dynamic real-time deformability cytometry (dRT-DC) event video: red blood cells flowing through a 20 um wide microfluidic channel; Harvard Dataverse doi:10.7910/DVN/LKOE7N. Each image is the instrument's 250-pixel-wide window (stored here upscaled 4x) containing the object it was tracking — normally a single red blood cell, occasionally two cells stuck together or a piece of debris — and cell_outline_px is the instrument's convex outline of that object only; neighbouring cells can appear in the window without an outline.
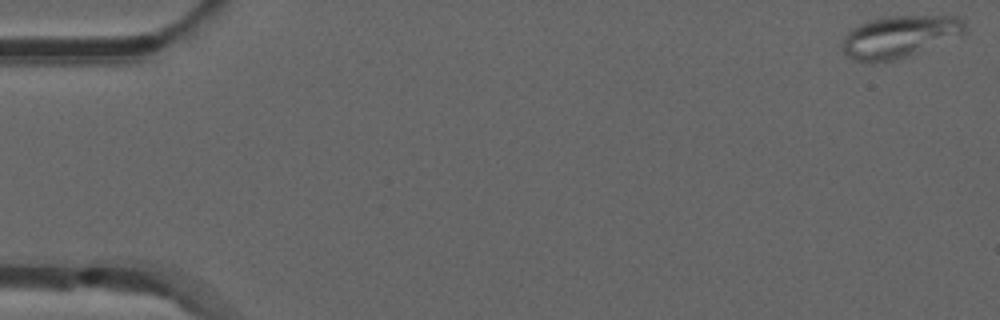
{"species": "common noctule bat (a hibernating species)", "species_latin": "Nyctalus noctula", "temperature_condition": "room temperature", "stored_images_in_passage": 30, "camera_frame_rate_fps": 3000, "um_per_image_px": 0.085, "animal": {"sex": "male", "forearm_length_mm": 52.5}, "frame": {"image": 1, "passage_image": 1, "time_ms": 0.0, "image_size_px": [1000, 320], "cell_outline_px": [[968, 32], [916, 52], [892, 60], [872, 64], [856, 60], [848, 56], [844, 52], [840, 44], [844, 36], [852, 28], [868, 20], [888, 16], [956, 16], [964, 20]], "centroid_in_image_um": [76.41, 3.1], "position_along_channel_um": 8.6, "area_um2": 29.88}}
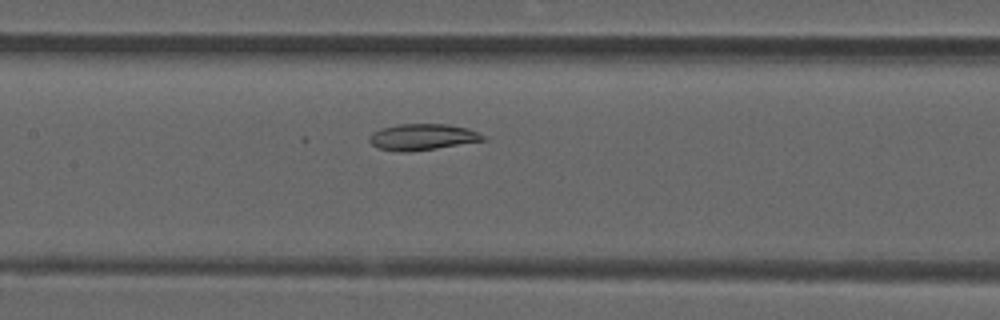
{"frame": {"image": 2, "passage_image": 25, "time_ms": 8.0, "image_size_px": [1000, 320], "cell_outline_px": [[488, 136], [484, 140], [436, 148], [404, 152], [400, 152], [380, 148], [372, 144], [368, 140], [368, 136], [372, 132], [380, 128], [396, 124], [448, 124], [468, 128]], "centroid_in_image_um": [35.89, 11.63], "position_along_channel_um": 171.5, "area_um2": 17.4}}
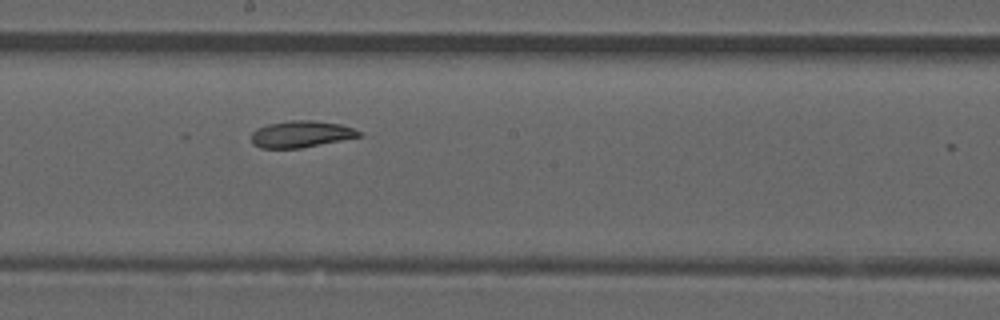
{"frame": {"image": 3, "passage_image": 29, "time_ms": 9.333, "image_size_px": [1000, 320], "cell_outline_px": [[360, 136], [300, 148], [260, 148], [252, 144], [252, 132], [256, 128], [268, 124], [292, 120], [312, 120], [340, 124], [352, 128], [360, 132]], "centroid_in_image_um": [25.53, 11.4], "position_along_channel_um": 222.7, "area_um2": 16.47}}